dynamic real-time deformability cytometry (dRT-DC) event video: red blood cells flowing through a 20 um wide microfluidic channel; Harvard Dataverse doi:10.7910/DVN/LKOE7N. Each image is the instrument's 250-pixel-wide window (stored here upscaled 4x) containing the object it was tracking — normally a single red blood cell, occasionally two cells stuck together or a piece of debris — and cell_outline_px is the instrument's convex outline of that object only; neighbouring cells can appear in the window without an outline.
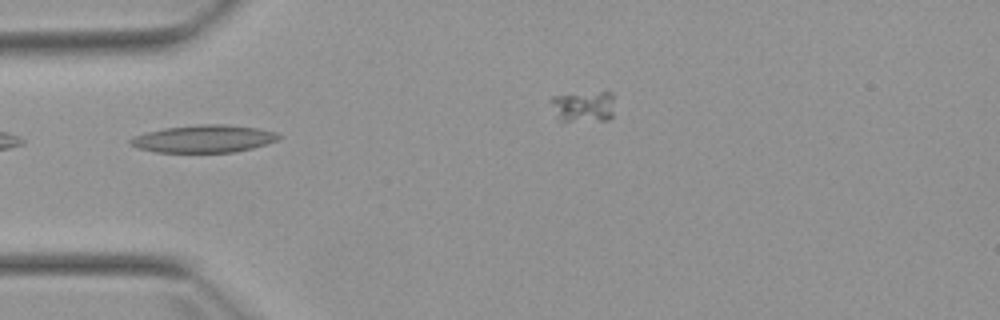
{"species": "Egyptian fruit bat (a non-hibernating species)", "species_latin": "Rousettus aegyptiacus", "temperature_condition": "warm", "stored_images_in_passage": 5, "camera_frame_rate_fps": 3000, "um_per_image_px": 0.085, "animal": {"sex": "female"}, "frame": {"image": 1, "passage_image": 4, "time_ms": 3.333, "image_size_px": [1000, 320], "cell_outline_px": [[280, 136], [276, 140], [252, 148], [236, 152], [156, 152], [140, 148], [128, 144], [128, 140], [132, 136], [144, 132], [164, 128], [196, 124], [224, 124], [256, 128], [276, 132]], "centroid_in_image_um": [17.25, 11.79], "position_along_channel_um": 67.8, "area_um2": 23.76}}